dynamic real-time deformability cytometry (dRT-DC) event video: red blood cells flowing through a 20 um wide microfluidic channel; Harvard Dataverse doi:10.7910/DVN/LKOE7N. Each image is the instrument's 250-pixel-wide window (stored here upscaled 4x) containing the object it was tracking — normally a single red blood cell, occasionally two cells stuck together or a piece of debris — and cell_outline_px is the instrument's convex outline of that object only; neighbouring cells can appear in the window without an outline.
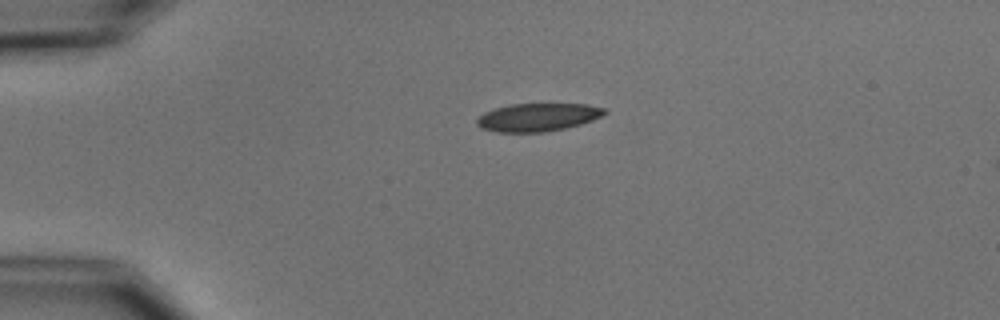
{"species": "common noctule bat (a hibernating species)", "species_latin": "Nyctalus noctula", "temperature_condition": "cold", "stored_images_in_passage": 2, "camera_frame_rate_fps": 3000, "um_per_image_px": 0.085, "animal": {"sex": "male", "body_mass_g": 15.6}, "frame": {"image": 1, "passage_image": 1, "time_ms": 0.0, "image_size_px": [1000, 320], "cell_outline_px": [[608, 112], [592, 120], [580, 124], [564, 128], [544, 132], [496, 132], [480, 128], [476, 124], [476, 120], [484, 112], [496, 108], [512, 104], [588, 104], [608, 108]], "centroid_in_image_um": [45.72, 9.96], "position_along_channel_um": 39.3, "area_um2": 20.87}}